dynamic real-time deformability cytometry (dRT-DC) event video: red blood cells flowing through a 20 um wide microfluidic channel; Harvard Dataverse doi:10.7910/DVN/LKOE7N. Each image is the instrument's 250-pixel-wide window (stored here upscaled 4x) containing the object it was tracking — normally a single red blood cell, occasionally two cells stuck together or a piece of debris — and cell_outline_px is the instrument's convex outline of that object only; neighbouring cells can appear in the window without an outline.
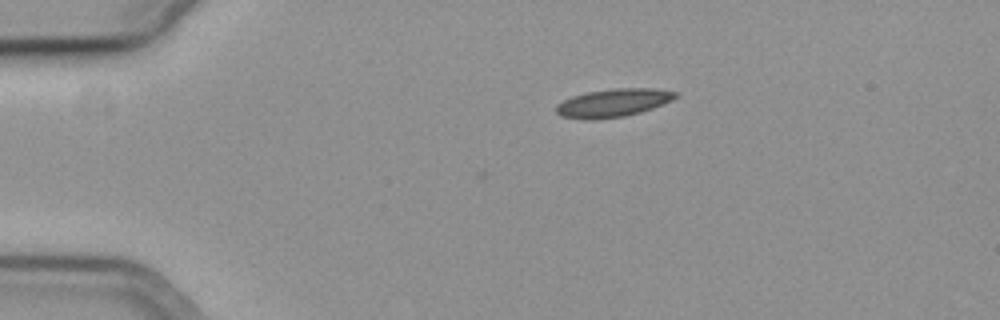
{"species": "common noctule bat (a hibernating species)", "species_latin": "Nyctalus noctula", "temperature_condition": "cold", "stored_images_in_passage": 2, "camera_frame_rate_fps": 3000, "um_per_image_px": 0.085, "animal": {"sex": "female", "body_mass_g": 19.3, "forearm_length_mm": 54.1}, "frame": {"image": 1, "passage_image": 2, "time_ms": 0.333, "image_size_px": [1000, 320], "cell_outline_px": [[680, 96], [672, 100], [652, 108], [640, 112], [624, 116], [560, 116], [556, 112], [556, 104], [572, 96], [588, 92], [616, 88], [656, 88], [676, 92]], "centroid_in_image_um": [52.22, 8.67], "position_along_channel_um": 32.8, "area_um2": 18.55}}